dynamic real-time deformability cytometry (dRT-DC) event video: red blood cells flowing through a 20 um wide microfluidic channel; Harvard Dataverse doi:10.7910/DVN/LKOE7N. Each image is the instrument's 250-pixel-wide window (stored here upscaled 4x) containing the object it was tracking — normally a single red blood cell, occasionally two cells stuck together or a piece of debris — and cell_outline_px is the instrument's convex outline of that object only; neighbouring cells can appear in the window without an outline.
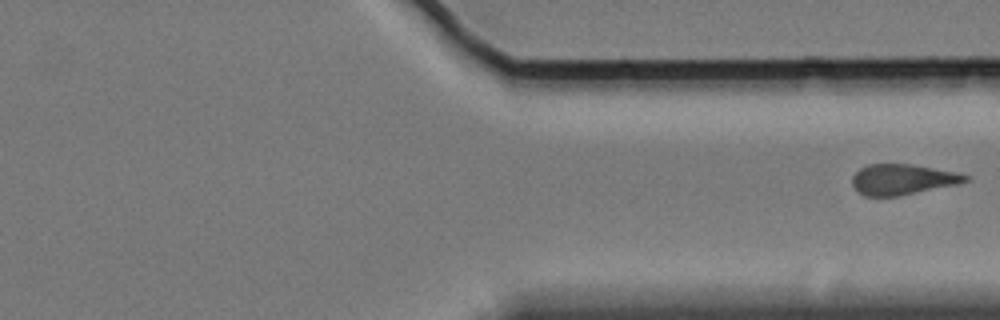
{"species": "Egyptian fruit bat (a non-hibernating species)", "species_latin": "Rousettus aegyptiacus", "temperature_condition": "cold", "stored_images_in_passage": 12, "camera_frame_rate_fps": 3000, "um_per_image_px": 0.085, "animal": {"sex": "female"}, "frame": {"image": 1, "passage_image": 12, "time_ms": 17.0, "image_size_px": [1000, 320], "cell_outline_px": [[972, 176], [968, 180], [960, 184], [896, 196], [864, 196], [852, 184], [852, 176], [860, 168], [868, 164], [912, 164], [956, 172]], "centroid_in_image_um": [76.74, 15.24], "position_along_channel_um": 334.7, "area_um2": 20.11}}